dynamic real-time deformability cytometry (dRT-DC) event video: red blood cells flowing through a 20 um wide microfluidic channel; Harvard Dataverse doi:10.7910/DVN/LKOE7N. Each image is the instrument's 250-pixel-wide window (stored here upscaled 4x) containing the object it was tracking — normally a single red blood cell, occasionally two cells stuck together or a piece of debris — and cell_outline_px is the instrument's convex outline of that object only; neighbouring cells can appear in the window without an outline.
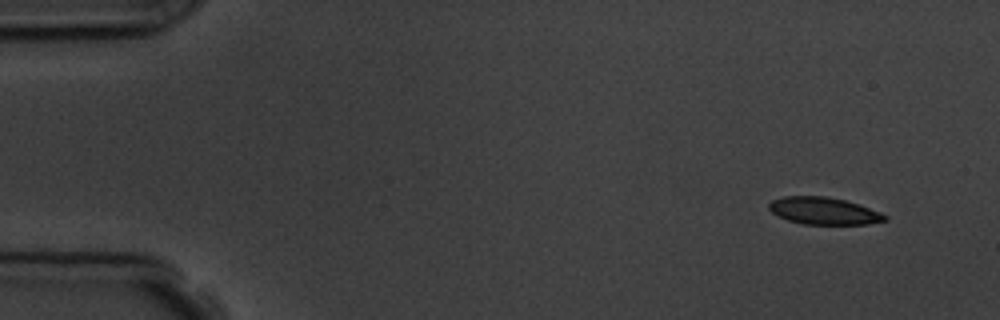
{"species": "common noctule bat (a hibernating species)", "species_latin": "Nyctalus noctula", "temperature_condition": "room temperature", "stored_images_in_passage": 9, "camera_frame_rate_fps": 3000, "um_per_image_px": 0.085, "animal": {"sex": "male", "body_mass_g": 19.5, "forearm_length_mm": 54.6}, "frame": {"image": 1, "passage_image": 1, "time_ms": 0.0, "image_size_px": [1000, 320], "cell_outline_px": [[888, 220], [868, 224], [804, 224], [788, 220], [772, 212], [768, 208], [768, 204], [772, 200], [784, 196], [824, 196], [844, 200], [880, 212], [888, 216]], "centroid_in_image_um": [70.01, 17.93], "position_along_channel_um": 15.0, "area_um2": 18.15}}
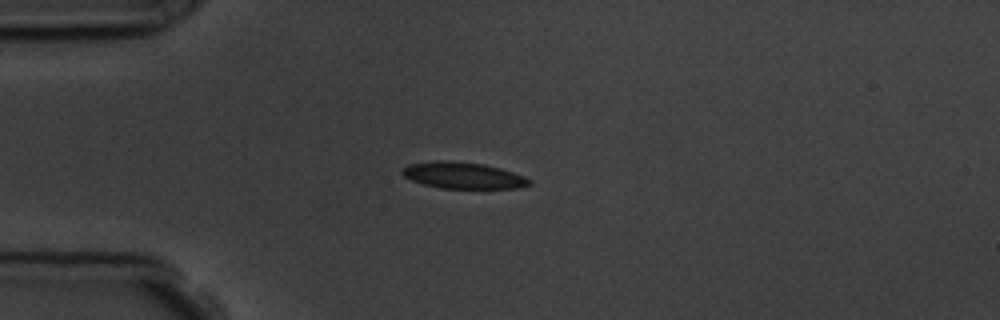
{"frame": {"image": 2, "passage_image": 4, "time_ms": 3.333, "image_size_px": [1000, 320], "cell_outline_px": [[532, 184], [516, 188], [440, 188], [424, 184], [412, 180], [404, 176], [400, 172], [408, 164], [436, 160], [444, 160], [484, 164], [500, 168], [524, 176], [532, 180]], "centroid_in_image_um": [39.36, 14.9], "position_along_channel_um": 45.6, "area_um2": 19.48}}